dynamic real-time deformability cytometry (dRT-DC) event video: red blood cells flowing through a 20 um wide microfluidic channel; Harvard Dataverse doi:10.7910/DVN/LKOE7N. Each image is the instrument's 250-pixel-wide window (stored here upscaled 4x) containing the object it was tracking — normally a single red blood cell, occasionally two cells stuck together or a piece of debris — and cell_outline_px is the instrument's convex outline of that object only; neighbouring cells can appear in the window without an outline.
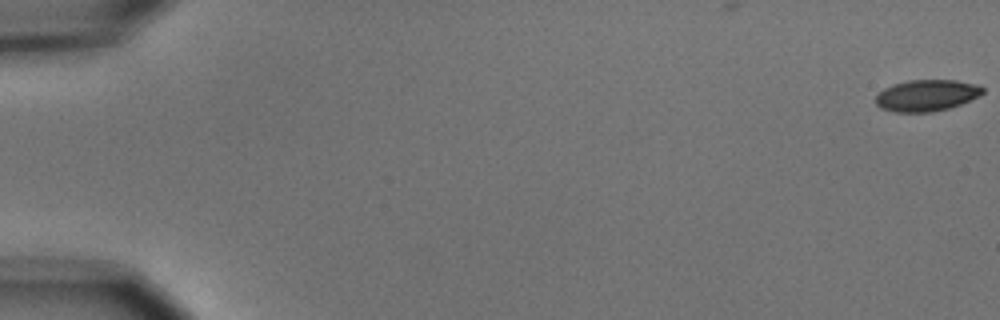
{"species": "common noctule bat (a hibernating species)", "species_latin": "Nyctalus noctula", "temperature_condition": "cold", "stored_images_in_passage": 5, "camera_frame_rate_fps": 3000, "um_per_image_px": 0.085, "animal": {"sex": "male", "body_mass_g": 15.6}, "frame": {"image": 1, "passage_image": 1, "time_ms": 0.0, "image_size_px": [1000, 320], "cell_outline_px": [[984, 92], [980, 96], [960, 104], [948, 108], [932, 112], [896, 112], [880, 108], [876, 104], [876, 96], [884, 88], [892, 84], [908, 80], [956, 80], [976, 84], [984, 88]], "centroid_in_image_um": [78.76, 8.1], "position_along_channel_um": 6.2, "area_um2": 19.65}}
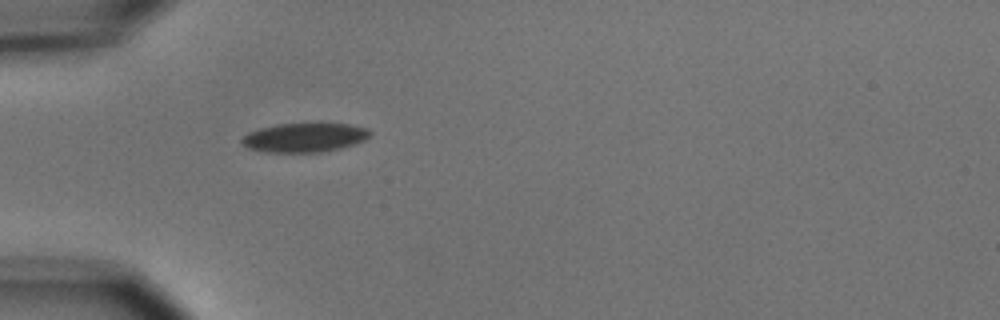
{"frame": {"image": 2, "passage_image": 5, "time_ms": 5.667, "image_size_px": [1000, 320], "cell_outline_px": [[372, 132], [364, 140], [340, 148], [320, 152], [264, 152], [248, 148], [240, 140], [248, 132], [260, 128], [276, 124], [348, 124], [368, 128]], "centroid_in_image_um": [25.86, 11.69], "position_along_channel_um": 59.1, "area_um2": 21.5}}